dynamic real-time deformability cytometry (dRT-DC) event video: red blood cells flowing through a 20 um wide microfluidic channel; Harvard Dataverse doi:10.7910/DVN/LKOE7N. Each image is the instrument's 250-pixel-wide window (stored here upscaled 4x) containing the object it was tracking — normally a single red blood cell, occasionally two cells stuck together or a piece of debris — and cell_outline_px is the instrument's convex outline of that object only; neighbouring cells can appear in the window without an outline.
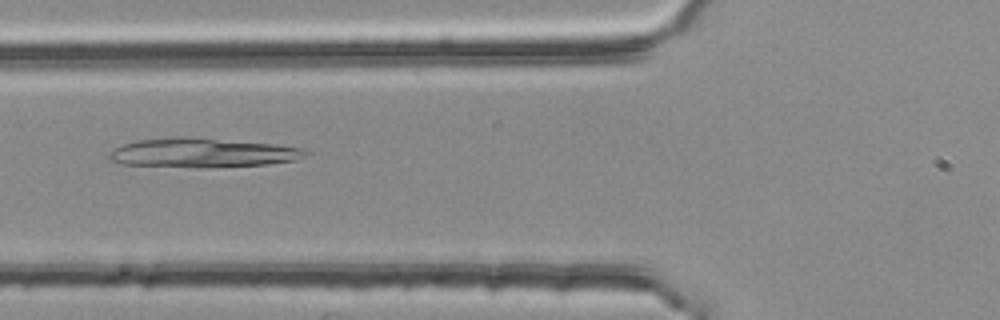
{"species": "common noctule bat (a hibernating species)", "species_latin": "Nyctalus noctula", "temperature_condition": "room temperature", "stored_images_in_passage": 38, "camera_frame_rate_fps": 3000, "um_per_image_px": 0.085, "animal": {"sex": "female", "body_mass_g": 25.1}, "frame": {"image": 1, "passage_image": 4, "time_ms": 1.0, "image_size_px": [1000, 320], "cell_outline_px": [[312, 152], [296, 160], [268, 164], [204, 168], [192, 168], [124, 164], [108, 160], [108, 152], [124, 144], [136, 140], [176, 136], [184, 136], [276, 144], [304, 148]], "centroid_in_image_um": [17.21, 12.99], "position_along_channel_um": 108.6, "area_um2": 33.99}}
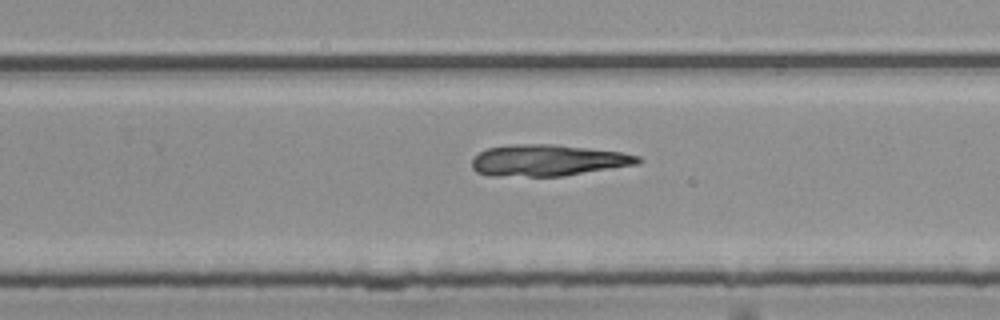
{"frame": {"image": 2, "passage_image": 18, "time_ms": 5.667, "image_size_px": [1000, 320], "cell_outline_px": [[644, 160], [636, 164], [564, 176], [488, 176], [476, 172], [472, 168], [472, 160], [480, 152], [488, 148], [512, 144], [552, 144], [588, 148], [620, 152], [640, 156]], "centroid_in_image_um": [46.54, 13.63], "position_along_channel_um": 283.3, "area_um2": 30.35}}
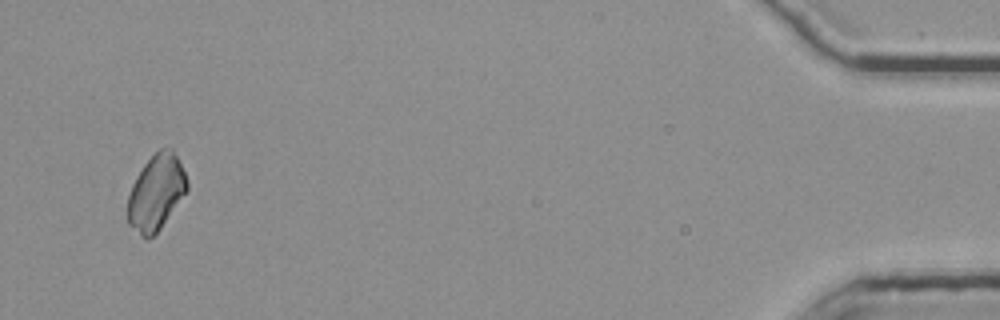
{"frame": {"image": 3, "passage_image": 36, "time_ms": 11.667, "image_size_px": [1000, 320], "cell_outline_px": [[188, 192], [160, 228], [148, 240], [140, 236], [128, 224], [128, 196], [132, 184], [136, 176], [144, 164], [160, 148], [172, 148], [188, 180]], "centroid_in_image_um": [13.28, 16.38], "position_along_channel_um": 421.9, "area_um2": 26.13}}